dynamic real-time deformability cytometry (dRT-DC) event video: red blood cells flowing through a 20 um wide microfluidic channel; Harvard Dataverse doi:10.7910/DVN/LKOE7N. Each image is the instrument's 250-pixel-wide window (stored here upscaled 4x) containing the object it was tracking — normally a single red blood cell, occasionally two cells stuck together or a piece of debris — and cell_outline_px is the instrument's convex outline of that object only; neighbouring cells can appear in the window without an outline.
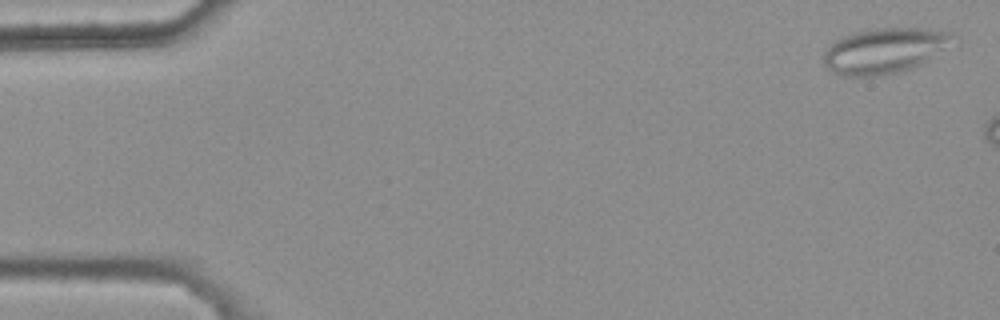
{"species": "common noctule bat (a hibernating species)", "species_latin": "Nyctalus noctula", "temperature_condition": "warm", "stored_images_in_passage": 3, "camera_frame_rate_fps": 3000, "um_per_image_px": 0.085, "animal": {"sex": "female", "body_mass_g": 25.1}, "frame": {"image": 1, "passage_image": 1, "time_ms": 0.0, "image_size_px": [1000, 320], "cell_outline_px": [[960, 40], [928, 60], [920, 64], [896, 72], [872, 76], [844, 76], [832, 72], [824, 64], [824, 52], [840, 36], [852, 32], [876, 28], [928, 28], [948, 32], [960, 36]], "centroid_in_image_um": [75.25, 4.27], "position_along_channel_um": 9.8, "area_um2": 34.45}}